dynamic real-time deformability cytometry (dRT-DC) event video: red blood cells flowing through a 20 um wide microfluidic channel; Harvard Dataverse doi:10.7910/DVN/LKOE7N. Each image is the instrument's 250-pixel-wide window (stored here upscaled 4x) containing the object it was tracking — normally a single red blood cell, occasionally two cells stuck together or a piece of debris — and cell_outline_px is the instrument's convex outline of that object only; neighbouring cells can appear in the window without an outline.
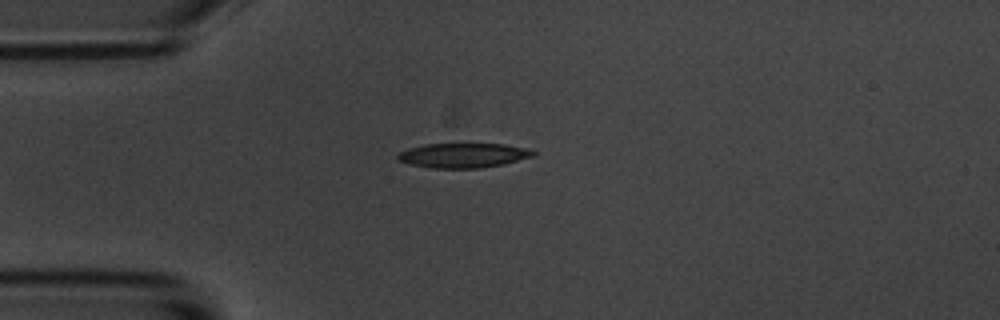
{"species": "common noctule bat (a hibernating species)", "species_latin": "Nyctalus noctula", "temperature_condition": "room temperature", "stored_images_in_passage": 44, "camera_frame_rate_fps": 3000, "um_per_image_px": 0.085, "animal": {"sex": "male", "body_mass_g": 20.1, "forearm_length_mm": 53.5}, "frame": {"image": 1, "passage_image": 1, "time_ms": 0.0, "image_size_px": [1000, 320], "cell_outline_px": [[536, 156], [504, 164], [480, 168], [432, 168], [412, 164], [396, 160], [396, 156], [400, 152], [408, 148], [424, 144], [468, 140], [504, 144], [528, 148], [536, 152]], "centroid_in_image_um": [39.42, 13.14], "position_along_channel_um": 45.6, "area_um2": 20.69}}
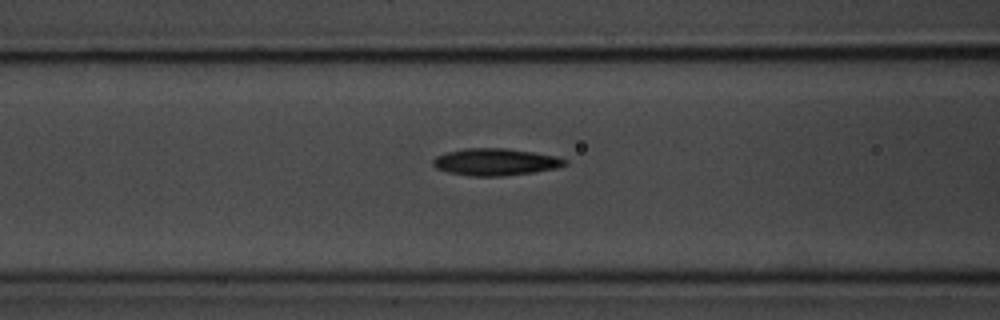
{"frame": {"image": 2, "passage_image": 9, "time_ms": 2.667, "image_size_px": [1000, 320], "cell_outline_px": [[568, 164], [556, 168], [532, 172], [500, 176], [468, 176], [448, 172], [436, 168], [432, 164], [432, 160], [436, 156], [448, 152], [468, 148], [504, 148], [532, 152], [556, 156], [568, 160]], "centroid_in_image_um": [42.1, 13.77], "position_along_channel_um": 124.5, "area_um2": 20.63}}
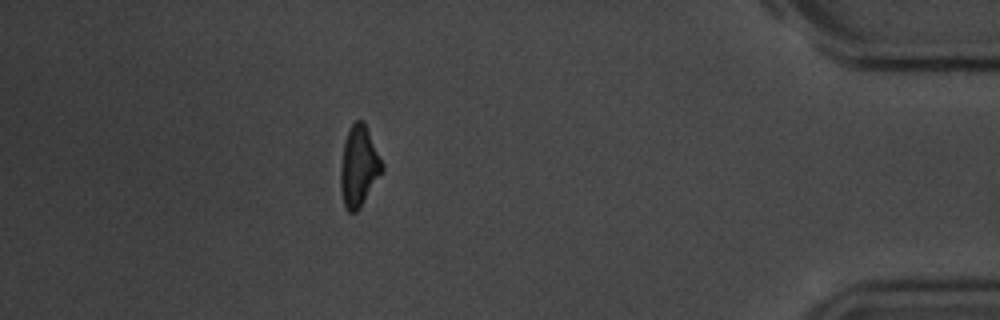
{"frame": {"image": 3, "passage_image": 37, "time_ms": 12.0, "image_size_px": [1000, 320], "cell_outline_px": [[384, 172], [360, 208], [356, 212], [348, 212], [344, 208], [340, 188], [340, 168], [344, 144], [348, 132], [352, 124], [356, 120], [364, 120], [384, 164]], "centroid_in_image_um": [30.53, 14.17], "position_along_channel_um": 404.7, "area_um2": 19.88}, "authors_computed_cell_mechanics": {"area_um2": 20.0855, "velocity_mm_per_s": 3.5099, "shape_relaxation_time_tau1_ms": 3.1174, "shape_relaxation_time_tau2_ms": 4.5888, "deformation_change_tau1": 0.1276, "deformation_change_tau2": 0.138}}